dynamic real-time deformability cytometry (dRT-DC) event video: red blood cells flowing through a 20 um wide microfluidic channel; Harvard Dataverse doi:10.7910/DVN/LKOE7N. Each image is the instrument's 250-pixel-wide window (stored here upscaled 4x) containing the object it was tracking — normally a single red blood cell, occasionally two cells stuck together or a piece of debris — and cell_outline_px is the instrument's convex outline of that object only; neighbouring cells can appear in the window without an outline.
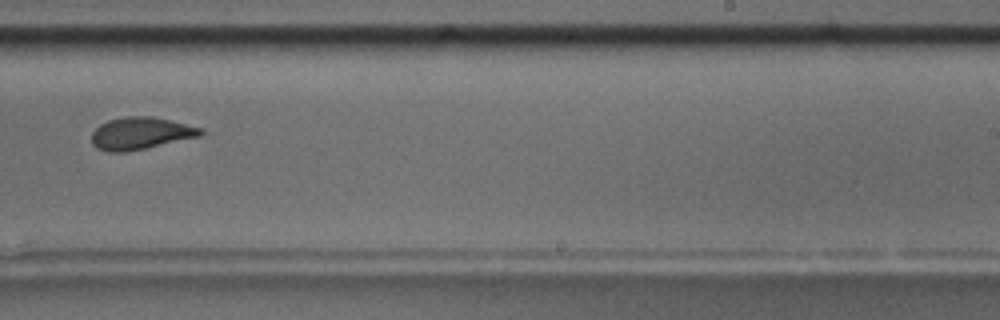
{"species": "common noctule bat (a hibernating species)", "species_latin": "Nyctalus noctula", "temperature_condition": "room temperature", "stored_images_in_passage": 12, "camera_frame_rate_fps": 3000, "um_per_image_px": 0.085, "animal": {"sex": "male", "body_mass_g": 17.5, "forearm_length_mm": 52.3}, "frame": {"image": 1, "passage_image": 9, "time_ms": 11.0, "image_size_px": [1000, 320], "cell_outline_px": [[208, 132], [200, 136], [128, 152], [108, 152], [96, 148], [92, 144], [92, 132], [100, 124], [108, 120], [124, 116], [152, 116], [200, 128]], "centroid_in_image_um": [11.93, 11.34], "position_along_channel_um": 277.1, "area_um2": 20.46}, "authors_computed_cell_mechanics": {"area_um2": 22.4264, "velocity_mm_per_s": 3.0453, "shape_relaxation_time_tau1_ms": 10.363, "shape_relaxation_time_tau2_ms": 2.049, "deformation_change_tau1": 0.2203, "deformation_change_tau2": 0.101}}